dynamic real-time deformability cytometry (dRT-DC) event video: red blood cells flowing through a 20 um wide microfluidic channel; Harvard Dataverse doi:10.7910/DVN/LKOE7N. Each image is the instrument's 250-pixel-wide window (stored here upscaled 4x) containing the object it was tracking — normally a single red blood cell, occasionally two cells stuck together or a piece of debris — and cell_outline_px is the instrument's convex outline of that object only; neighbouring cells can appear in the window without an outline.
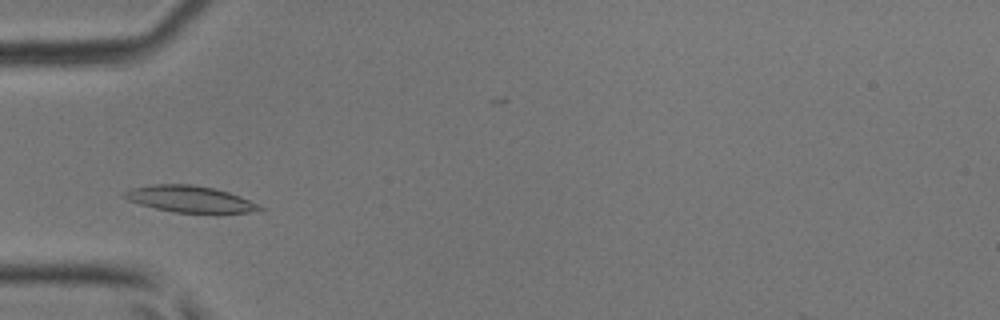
{"species": "common noctule bat (a hibernating species)", "species_latin": "Nyctalus noctula", "temperature_condition": "room temperature", "stored_images_in_passage": 37, "camera_frame_rate_fps": 3000, "um_per_image_px": 0.085, "animal": {"sex": "male", "body_mass_g": 17.9, "forearm_length_mm": 54.2}, "frame": {"image": 1, "passage_image": 6, "time_ms": 1.667, "image_size_px": [1000, 320], "cell_outline_px": [[264, 208], [260, 212], [220, 216], [216, 216], [176, 212], [156, 208], [140, 204], [128, 200], [120, 196], [124, 192], [132, 188], [152, 184], [192, 184], [216, 188], [240, 196]], "centroid_in_image_um": [16.25, 16.97], "position_along_channel_um": 68.7, "area_um2": 21.91}}
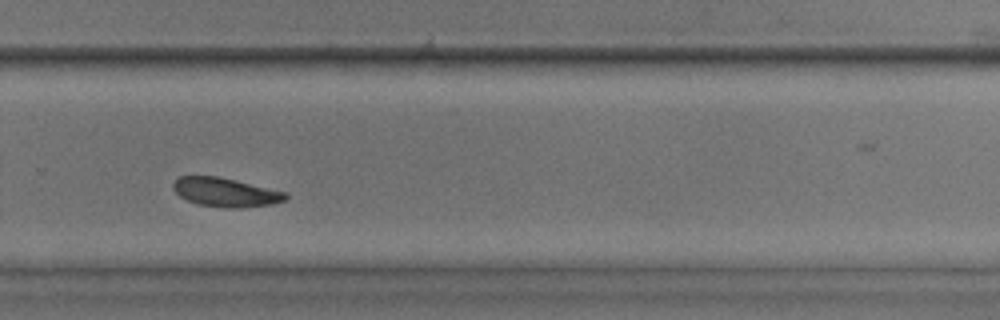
{"frame": {"image": 2, "passage_image": 22, "time_ms": 7.0, "image_size_px": [1000, 320], "cell_outline_px": [[288, 196], [284, 200], [272, 204], [244, 208], [224, 208], [196, 204], [180, 196], [172, 188], [172, 184], [180, 176], [216, 176], [288, 192]], "centroid_in_image_um": [19.18, 16.35], "position_along_channel_um": 310.6, "area_um2": 18.96}}
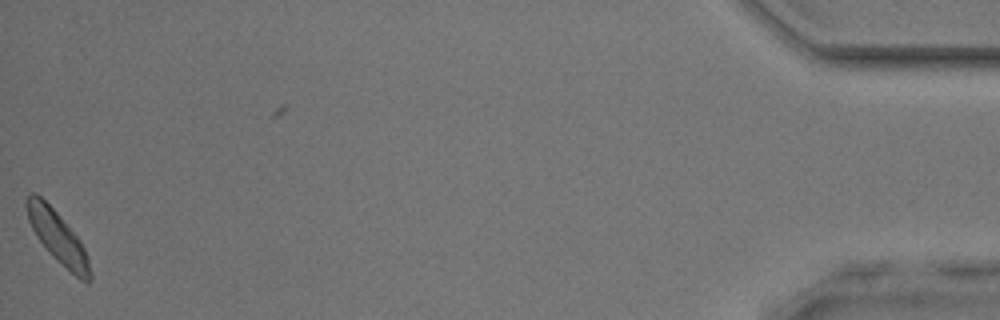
{"frame": {"image": 3, "passage_image": 36, "time_ms": 11.667, "image_size_px": [1000, 320], "cell_outline_px": [[92, 276], [88, 284], [80, 280], [56, 260], [48, 252], [36, 236], [28, 220], [24, 204], [24, 200], [28, 192], [36, 192], [56, 212], [80, 240], [84, 248], [88, 260]], "centroid_in_image_um": [4.86, 20.14], "position_along_channel_um": 430.3, "area_um2": 19.19}}